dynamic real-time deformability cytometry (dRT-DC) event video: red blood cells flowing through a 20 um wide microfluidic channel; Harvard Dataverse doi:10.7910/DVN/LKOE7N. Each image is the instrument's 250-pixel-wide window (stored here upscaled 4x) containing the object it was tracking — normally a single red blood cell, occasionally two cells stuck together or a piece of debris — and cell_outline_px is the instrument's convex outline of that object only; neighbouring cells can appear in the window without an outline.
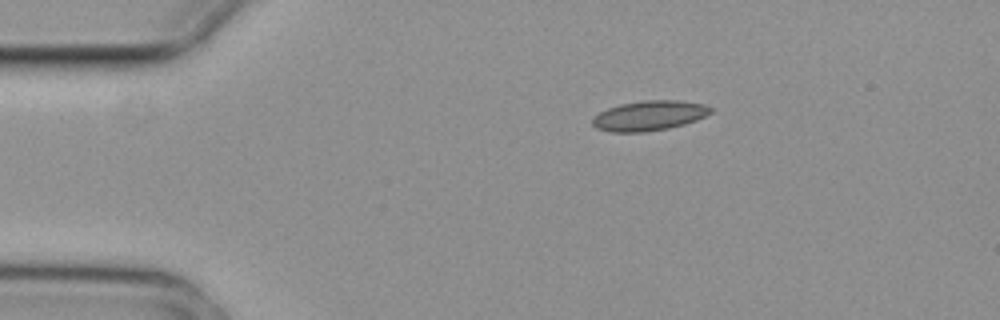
{"species": "common noctule bat (a hibernating species)", "species_latin": "Nyctalus noctula", "temperature_condition": "cold", "stored_images_in_passage": 3, "camera_frame_rate_fps": 3000, "um_per_image_px": 0.085, "animal": {"sex": "female", "body_mass_g": 29.2, "forearm_length_mm": 56.3}, "frame": {"image": 1, "passage_image": 1, "time_ms": 0.0, "image_size_px": [1000, 320], "cell_outline_px": [[712, 112], [696, 120], [684, 124], [668, 128], [644, 132], [612, 132], [596, 128], [592, 124], [592, 120], [600, 112], [608, 108], [620, 104], [644, 100], [676, 100], [704, 104], [712, 108]], "centroid_in_image_um": [55.18, 9.83], "position_along_channel_um": 29.8, "area_um2": 20.46}}
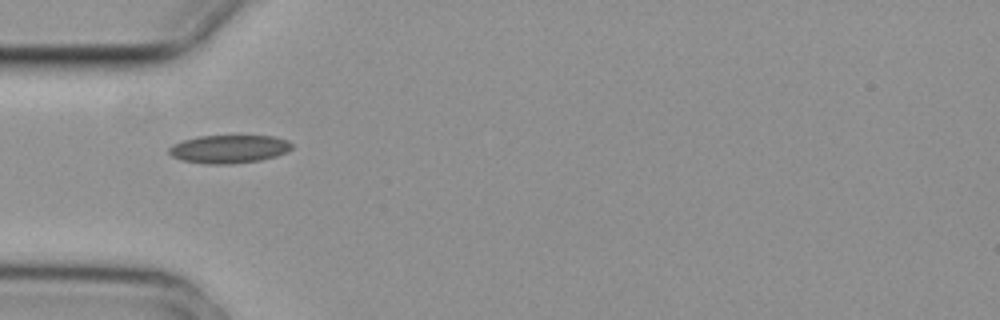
{"frame": {"image": 2, "passage_image": 3, "time_ms": 0.667, "image_size_px": [1000, 320], "cell_outline_px": [[292, 148], [276, 156], [260, 160], [228, 164], [204, 164], [184, 160], [172, 156], [168, 152], [168, 148], [172, 144], [184, 140], [200, 136], [276, 136], [288, 140], [292, 144]], "centroid_in_image_um": [19.46, 12.66], "position_along_channel_um": 65.5, "area_um2": 20.06}}